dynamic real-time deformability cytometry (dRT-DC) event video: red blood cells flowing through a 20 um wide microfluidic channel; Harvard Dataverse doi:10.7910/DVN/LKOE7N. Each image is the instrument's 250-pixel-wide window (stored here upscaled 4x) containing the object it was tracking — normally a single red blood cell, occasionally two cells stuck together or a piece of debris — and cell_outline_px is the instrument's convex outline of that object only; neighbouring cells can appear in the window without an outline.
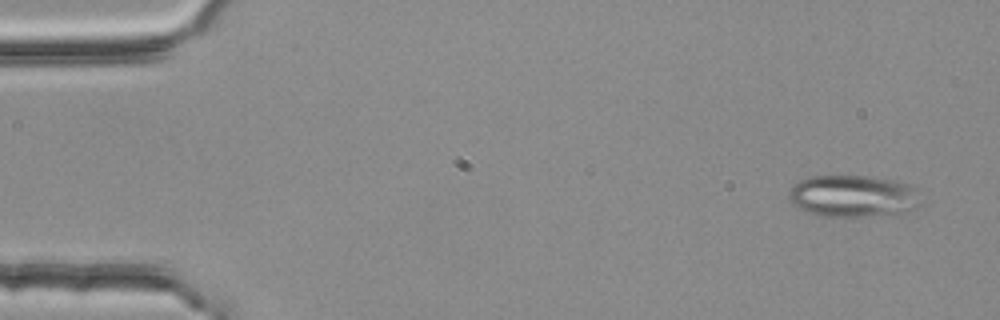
{"species": "common noctule bat (a hibernating species)", "species_latin": "Nyctalus noctula", "temperature_condition": "room temperature", "stored_images_in_passage": 3, "camera_frame_rate_fps": 3000, "um_per_image_px": 0.085, "animal": {"sex": "female", "body_mass_g": 25.1}, "frame": {"image": 1, "passage_image": 1, "time_ms": 0.0, "image_size_px": [1000, 320], "cell_outline_px": [[916, 208], [908, 212], [868, 216], [824, 216], [808, 212], [792, 204], [788, 196], [788, 192], [792, 184], [808, 176], [872, 176], [892, 180], [908, 184], [916, 204]], "centroid_in_image_um": [72.37, 16.66], "position_along_channel_um": 12.6, "area_um2": 31.62}}